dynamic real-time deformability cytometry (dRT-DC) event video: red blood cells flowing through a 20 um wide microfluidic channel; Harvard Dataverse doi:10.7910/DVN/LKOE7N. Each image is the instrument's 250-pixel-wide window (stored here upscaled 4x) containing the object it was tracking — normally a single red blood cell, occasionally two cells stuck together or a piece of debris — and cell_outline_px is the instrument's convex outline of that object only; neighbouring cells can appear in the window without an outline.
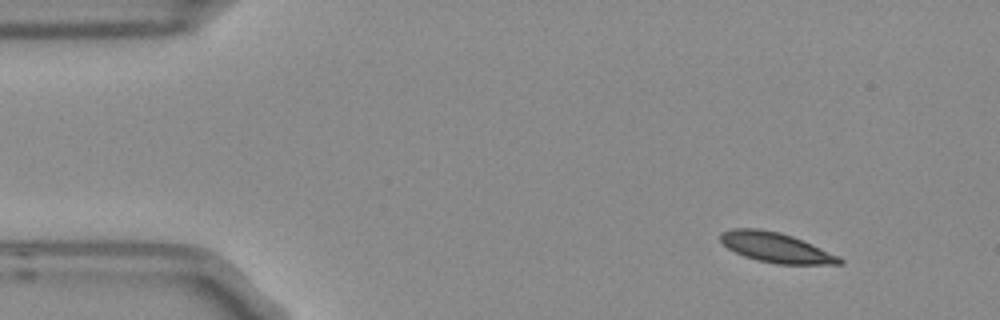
{"species": "Egyptian fruit bat (a non-hibernating species)", "species_latin": "Rousettus aegyptiacus", "temperature_condition": "room temperature", "stored_images_in_passage": 10, "camera_frame_rate_fps": 3000, "um_per_image_px": 0.085, "frame": {"image": 1, "passage_image": 1, "time_ms": 0.0, "image_size_px": [1000, 320], "cell_outline_px": [[844, 264], [776, 264], [756, 260], [744, 256], [728, 248], [720, 240], [720, 232], [732, 228], [760, 228], [780, 232], [792, 236], [812, 244], [840, 256], [844, 260]], "centroid_in_image_um": [65.96, 21.03], "position_along_channel_um": 19.0, "area_um2": 20.87}}
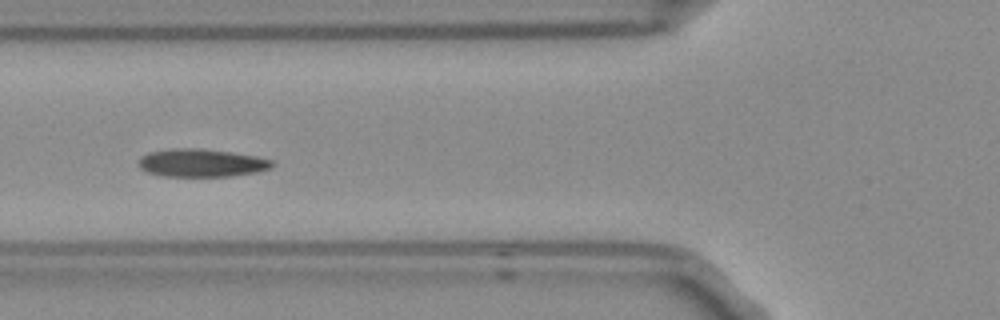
{"frame": {"image": 2, "passage_image": 5, "time_ms": 1.333, "image_size_px": [1000, 320], "cell_outline_px": [[276, 164], [272, 168], [260, 172], [232, 176], [164, 176], [148, 172], [140, 168], [140, 156], [148, 152], [172, 148], [200, 148], [232, 152], [256, 156], [272, 160]], "centroid_in_image_um": [17.18, 13.84], "position_along_channel_um": 108.6, "area_um2": 21.96}}
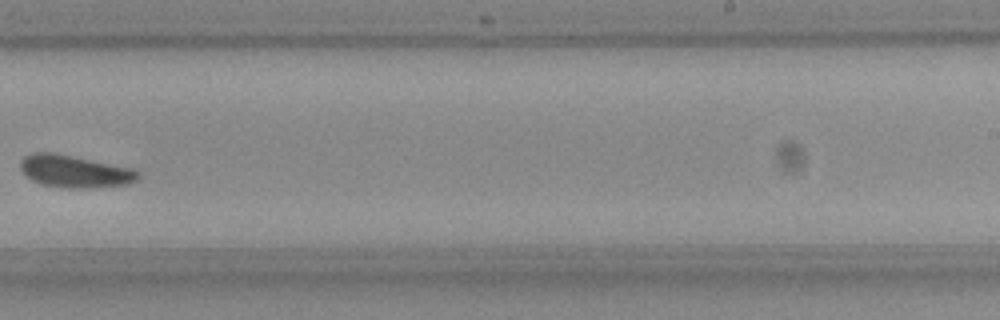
{"frame": {"image": 3, "passage_image": 9, "time_ms": 2.667, "image_size_px": [1000, 320], "cell_outline_px": [[140, 176], [136, 180], [128, 184], [84, 188], [68, 188], [40, 184], [24, 176], [20, 168], [20, 160], [24, 156], [32, 152], [52, 152], [132, 168], [140, 172]], "centroid_in_image_um": [6.3, 14.56], "position_along_channel_um": 282.7, "area_um2": 22.2}}